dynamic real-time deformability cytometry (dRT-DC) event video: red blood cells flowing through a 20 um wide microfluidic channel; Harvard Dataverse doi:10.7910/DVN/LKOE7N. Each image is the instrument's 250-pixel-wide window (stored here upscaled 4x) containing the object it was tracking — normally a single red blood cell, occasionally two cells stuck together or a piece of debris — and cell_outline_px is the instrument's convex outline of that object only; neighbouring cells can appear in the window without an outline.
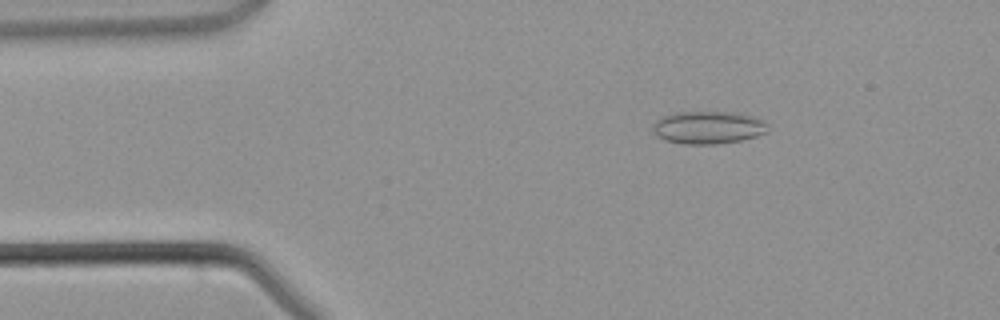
{"species": "common noctule bat (a hibernating species)", "species_latin": "Nyctalus noctula", "temperature_condition": "warm", "stored_images_in_passage": 43, "camera_frame_rate_fps": 3000, "um_per_image_px": 0.085, "animal": {"sex": "male", "body_mass_g": 21.5, "forearm_length_mm": 52.0}, "frame": {"image": 1, "passage_image": 6, "time_ms": 1.667, "image_size_px": [1000, 320], "cell_outline_px": [[768, 132], [756, 136], [740, 140], [716, 144], [684, 144], [664, 140], [656, 136], [652, 128], [652, 124], [656, 120], [664, 116], [676, 112], [736, 112], [752, 116], [764, 120], [768, 124]], "centroid_in_image_um": [60.19, 10.83], "position_along_channel_um": 24.8, "area_um2": 22.08}}
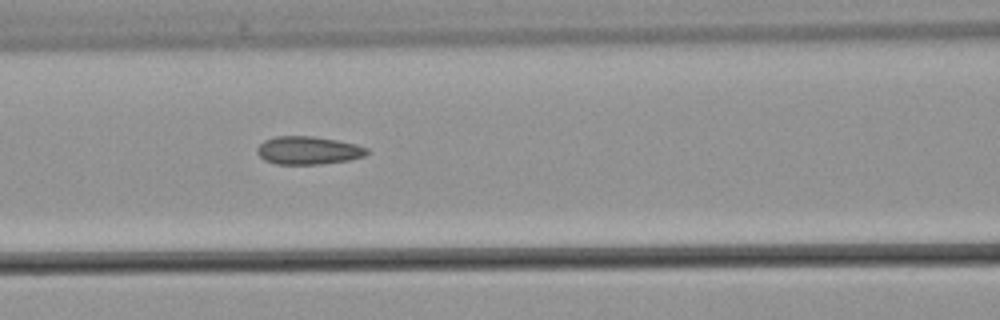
{"frame": {"image": 2, "passage_image": 17, "time_ms": 5.333, "image_size_px": [1000, 320], "cell_outline_px": [[368, 152], [364, 156], [348, 160], [320, 164], [276, 164], [264, 160], [256, 152], [256, 148], [264, 140], [276, 136], [312, 136], [336, 140], [356, 144], [368, 148]], "centroid_in_image_um": [26.17, 12.78], "position_along_channel_um": 140.4, "area_um2": 17.92}}
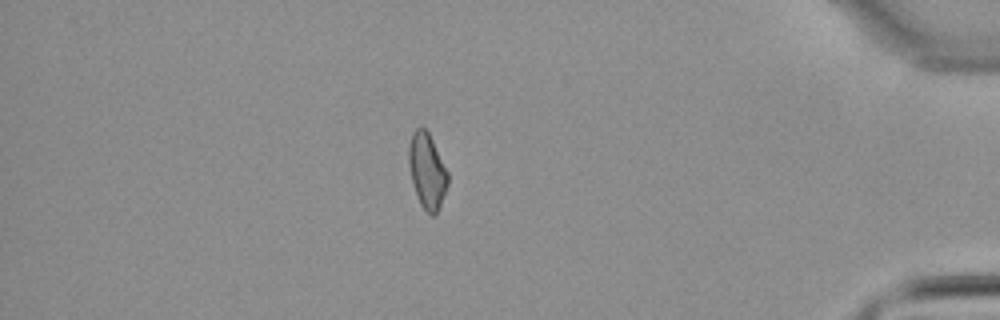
{"frame": {"image": 3, "passage_image": 37, "time_ms": 12.0, "image_size_px": [1000, 320], "cell_outline_px": [[448, 184], [440, 208], [436, 216], [432, 216], [420, 204], [412, 180], [408, 164], [408, 148], [412, 132], [420, 124], [428, 132], [448, 172]], "centroid_in_image_um": [36.3, 14.52], "position_along_channel_um": 398.9, "area_um2": 17.17}}